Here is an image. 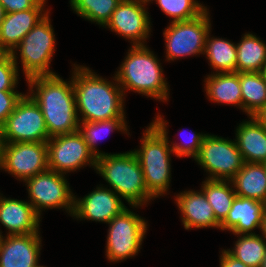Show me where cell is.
<instances>
[{
	"instance_id": "cell-1",
	"label": "cell",
	"mask_w": 266,
	"mask_h": 267,
	"mask_svg": "<svg viewBox=\"0 0 266 267\" xmlns=\"http://www.w3.org/2000/svg\"><path fill=\"white\" fill-rule=\"evenodd\" d=\"M73 65L71 75L79 121L126 118L125 95L115 75L111 82L85 65Z\"/></svg>"
},
{
	"instance_id": "cell-2",
	"label": "cell",
	"mask_w": 266,
	"mask_h": 267,
	"mask_svg": "<svg viewBox=\"0 0 266 267\" xmlns=\"http://www.w3.org/2000/svg\"><path fill=\"white\" fill-rule=\"evenodd\" d=\"M64 81L58 74L26 79L28 94L42 110L49 137L78 131L79 118L72 76ZM34 88V89H33Z\"/></svg>"
},
{
	"instance_id": "cell-3",
	"label": "cell",
	"mask_w": 266,
	"mask_h": 267,
	"mask_svg": "<svg viewBox=\"0 0 266 267\" xmlns=\"http://www.w3.org/2000/svg\"><path fill=\"white\" fill-rule=\"evenodd\" d=\"M167 120L157 114L140 139V149L132 150L141 165L148 193L155 199L169 191L171 182V154Z\"/></svg>"
},
{
	"instance_id": "cell-4",
	"label": "cell",
	"mask_w": 266,
	"mask_h": 267,
	"mask_svg": "<svg viewBox=\"0 0 266 267\" xmlns=\"http://www.w3.org/2000/svg\"><path fill=\"white\" fill-rule=\"evenodd\" d=\"M157 55L147 45L130 46L122 64L114 74L124 95L128 90L158 101L167 102L169 85Z\"/></svg>"
},
{
	"instance_id": "cell-5",
	"label": "cell",
	"mask_w": 266,
	"mask_h": 267,
	"mask_svg": "<svg viewBox=\"0 0 266 267\" xmlns=\"http://www.w3.org/2000/svg\"><path fill=\"white\" fill-rule=\"evenodd\" d=\"M95 171L131 208L142 207L154 199L148 193L141 165L133 151L97 157Z\"/></svg>"
},
{
	"instance_id": "cell-6",
	"label": "cell",
	"mask_w": 266,
	"mask_h": 267,
	"mask_svg": "<svg viewBox=\"0 0 266 267\" xmlns=\"http://www.w3.org/2000/svg\"><path fill=\"white\" fill-rule=\"evenodd\" d=\"M49 15L48 13L38 22L10 53L14 63L18 66L17 51H19L25 79L57 74L50 69L56 39Z\"/></svg>"
},
{
	"instance_id": "cell-7",
	"label": "cell",
	"mask_w": 266,
	"mask_h": 267,
	"mask_svg": "<svg viewBox=\"0 0 266 267\" xmlns=\"http://www.w3.org/2000/svg\"><path fill=\"white\" fill-rule=\"evenodd\" d=\"M147 223L128 207L116 215L107 223L106 258L116 263L138 255L149 226Z\"/></svg>"
},
{
	"instance_id": "cell-8",
	"label": "cell",
	"mask_w": 266,
	"mask_h": 267,
	"mask_svg": "<svg viewBox=\"0 0 266 267\" xmlns=\"http://www.w3.org/2000/svg\"><path fill=\"white\" fill-rule=\"evenodd\" d=\"M209 14L207 8L194 19L169 23L163 31L167 61L204 54L206 38L211 30Z\"/></svg>"
},
{
	"instance_id": "cell-9",
	"label": "cell",
	"mask_w": 266,
	"mask_h": 267,
	"mask_svg": "<svg viewBox=\"0 0 266 267\" xmlns=\"http://www.w3.org/2000/svg\"><path fill=\"white\" fill-rule=\"evenodd\" d=\"M194 160L211 180H231L245 163L235 139L207 133Z\"/></svg>"
},
{
	"instance_id": "cell-10",
	"label": "cell",
	"mask_w": 266,
	"mask_h": 267,
	"mask_svg": "<svg viewBox=\"0 0 266 267\" xmlns=\"http://www.w3.org/2000/svg\"><path fill=\"white\" fill-rule=\"evenodd\" d=\"M50 139L42 110L26 93L0 128L1 143L47 142Z\"/></svg>"
},
{
	"instance_id": "cell-11",
	"label": "cell",
	"mask_w": 266,
	"mask_h": 267,
	"mask_svg": "<svg viewBox=\"0 0 266 267\" xmlns=\"http://www.w3.org/2000/svg\"><path fill=\"white\" fill-rule=\"evenodd\" d=\"M28 192V202L41 217L45 209L64 208L70 216L74 212V199L65 174L46 170L24 181Z\"/></svg>"
},
{
	"instance_id": "cell-12",
	"label": "cell",
	"mask_w": 266,
	"mask_h": 267,
	"mask_svg": "<svg viewBox=\"0 0 266 267\" xmlns=\"http://www.w3.org/2000/svg\"><path fill=\"white\" fill-rule=\"evenodd\" d=\"M25 181L48 167V150L46 142L1 143L0 170Z\"/></svg>"
},
{
	"instance_id": "cell-13",
	"label": "cell",
	"mask_w": 266,
	"mask_h": 267,
	"mask_svg": "<svg viewBox=\"0 0 266 267\" xmlns=\"http://www.w3.org/2000/svg\"><path fill=\"white\" fill-rule=\"evenodd\" d=\"M46 143L50 170L65 175L86 165L95 170L96 157L79 131L51 137Z\"/></svg>"
},
{
	"instance_id": "cell-14",
	"label": "cell",
	"mask_w": 266,
	"mask_h": 267,
	"mask_svg": "<svg viewBox=\"0 0 266 267\" xmlns=\"http://www.w3.org/2000/svg\"><path fill=\"white\" fill-rule=\"evenodd\" d=\"M147 5L142 0H122L104 28L131 40L132 46L146 45L152 31Z\"/></svg>"
},
{
	"instance_id": "cell-15",
	"label": "cell",
	"mask_w": 266,
	"mask_h": 267,
	"mask_svg": "<svg viewBox=\"0 0 266 267\" xmlns=\"http://www.w3.org/2000/svg\"><path fill=\"white\" fill-rule=\"evenodd\" d=\"M125 208L127 207L119 195L101 184L83 198L75 195L72 217L107 224Z\"/></svg>"
},
{
	"instance_id": "cell-16",
	"label": "cell",
	"mask_w": 266,
	"mask_h": 267,
	"mask_svg": "<svg viewBox=\"0 0 266 267\" xmlns=\"http://www.w3.org/2000/svg\"><path fill=\"white\" fill-rule=\"evenodd\" d=\"M40 233L2 236L0 267H36L41 254Z\"/></svg>"
},
{
	"instance_id": "cell-17",
	"label": "cell",
	"mask_w": 266,
	"mask_h": 267,
	"mask_svg": "<svg viewBox=\"0 0 266 267\" xmlns=\"http://www.w3.org/2000/svg\"><path fill=\"white\" fill-rule=\"evenodd\" d=\"M174 201L181 212L185 230L210 227L220 229V223L202 190L182 191L175 196Z\"/></svg>"
},
{
	"instance_id": "cell-18",
	"label": "cell",
	"mask_w": 266,
	"mask_h": 267,
	"mask_svg": "<svg viewBox=\"0 0 266 267\" xmlns=\"http://www.w3.org/2000/svg\"><path fill=\"white\" fill-rule=\"evenodd\" d=\"M2 195H0V223L8 230L7 235L40 232L41 217L29 202Z\"/></svg>"
},
{
	"instance_id": "cell-19",
	"label": "cell",
	"mask_w": 266,
	"mask_h": 267,
	"mask_svg": "<svg viewBox=\"0 0 266 267\" xmlns=\"http://www.w3.org/2000/svg\"><path fill=\"white\" fill-rule=\"evenodd\" d=\"M45 9L32 8L5 13L0 25V47L11 53L34 26L50 13V10Z\"/></svg>"
},
{
	"instance_id": "cell-20",
	"label": "cell",
	"mask_w": 266,
	"mask_h": 267,
	"mask_svg": "<svg viewBox=\"0 0 266 267\" xmlns=\"http://www.w3.org/2000/svg\"><path fill=\"white\" fill-rule=\"evenodd\" d=\"M264 212L263 202L236 196L227 217L220 224V230L234 235L255 234V228L261 229Z\"/></svg>"
},
{
	"instance_id": "cell-21",
	"label": "cell",
	"mask_w": 266,
	"mask_h": 267,
	"mask_svg": "<svg viewBox=\"0 0 266 267\" xmlns=\"http://www.w3.org/2000/svg\"><path fill=\"white\" fill-rule=\"evenodd\" d=\"M239 123L235 141L246 163H266V128L255 117Z\"/></svg>"
},
{
	"instance_id": "cell-22",
	"label": "cell",
	"mask_w": 266,
	"mask_h": 267,
	"mask_svg": "<svg viewBox=\"0 0 266 267\" xmlns=\"http://www.w3.org/2000/svg\"><path fill=\"white\" fill-rule=\"evenodd\" d=\"M206 96L217 104L233 105L242 110V93L238 72L212 73L206 75Z\"/></svg>"
},
{
	"instance_id": "cell-23",
	"label": "cell",
	"mask_w": 266,
	"mask_h": 267,
	"mask_svg": "<svg viewBox=\"0 0 266 267\" xmlns=\"http://www.w3.org/2000/svg\"><path fill=\"white\" fill-rule=\"evenodd\" d=\"M237 196L266 201V165L264 163H244L231 179Z\"/></svg>"
},
{
	"instance_id": "cell-24",
	"label": "cell",
	"mask_w": 266,
	"mask_h": 267,
	"mask_svg": "<svg viewBox=\"0 0 266 267\" xmlns=\"http://www.w3.org/2000/svg\"><path fill=\"white\" fill-rule=\"evenodd\" d=\"M237 72H261L266 63V43L250 32L236 44Z\"/></svg>"
},
{
	"instance_id": "cell-25",
	"label": "cell",
	"mask_w": 266,
	"mask_h": 267,
	"mask_svg": "<svg viewBox=\"0 0 266 267\" xmlns=\"http://www.w3.org/2000/svg\"><path fill=\"white\" fill-rule=\"evenodd\" d=\"M211 30L207 35L204 54L214 73L237 72L236 43L226 38H215Z\"/></svg>"
},
{
	"instance_id": "cell-26",
	"label": "cell",
	"mask_w": 266,
	"mask_h": 267,
	"mask_svg": "<svg viewBox=\"0 0 266 267\" xmlns=\"http://www.w3.org/2000/svg\"><path fill=\"white\" fill-rule=\"evenodd\" d=\"M242 111L248 117L257 115L266 106V80L261 72L239 73Z\"/></svg>"
},
{
	"instance_id": "cell-27",
	"label": "cell",
	"mask_w": 266,
	"mask_h": 267,
	"mask_svg": "<svg viewBox=\"0 0 266 267\" xmlns=\"http://www.w3.org/2000/svg\"><path fill=\"white\" fill-rule=\"evenodd\" d=\"M201 190L212 206L216 220L221 224L227 217L237 196L231 180L205 179Z\"/></svg>"
},
{
	"instance_id": "cell-28",
	"label": "cell",
	"mask_w": 266,
	"mask_h": 267,
	"mask_svg": "<svg viewBox=\"0 0 266 267\" xmlns=\"http://www.w3.org/2000/svg\"><path fill=\"white\" fill-rule=\"evenodd\" d=\"M127 127V120L125 118H114L102 121H80L78 131L83 136L89 150L97 158L106 154L97 149L98 140H102V137L104 138L110 132L117 130L130 135Z\"/></svg>"
},
{
	"instance_id": "cell-29",
	"label": "cell",
	"mask_w": 266,
	"mask_h": 267,
	"mask_svg": "<svg viewBox=\"0 0 266 267\" xmlns=\"http://www.w3.org/2000/svg\"><path fill=\"white\" fill-rule=\"evenodd\" d=\"M231 249L226 251L249 267H261L266 254V239L259 234H236Z\"/></svg>"
},
{
	"instance_id": "cell-30",
	"label": "cell",
	"mask_w": 266,
	"mask_h": 267,
	"mask_svg": "<svg viewBox=\"0 0 266 267\" xmlns=\"http://www.w3.org/2000/svg\"><path fill=\"white\" fill-rule=\"evenodd\" d=\"M122 0H70L72 10L81 18L104 27Z\"/></svg>"
},
{
	"instance_id": "cell-31",
	"label": "cell",
	"mask_w": 266,
	"mask_h": 267,
	"mask_svg": "<svg viewBox=\"0 0 266 267\" xmlns=\"http://www.w3.org/2000/svg\"><path fill=\"white\" fill-rule=\"evenodd\" d=\"M155 1L166 16L171 17V22L187 21L201 15L207 7L198 0H150Z\"/></svg>"
},
{
	"instance_id": "cell-32",
	"label": "cell",
	"mask_w": 266,
	"mask_h": 267,
	"mask_svg": "<svg viewBox=\"0 0 266 267\" xmlns=\"http://www.w3.org/2000/svg\"><path fill=\"white\" fill-rule=\"evenodd\" d=\"M18 67L10 53L0 61V91H17L15 87L19 83Z\"/></svg>"
},
{
	"instance_id": "cell-33",
	"label": "cell",
	"mask_w": 266,
	"mask_h": 267,
	"mask_svg": "<svg viewBox=\"0 0 266 267\" xmlns=\"http://www.w3.org/2000/svg\"><path fill=\"white\" fill-rule=\"evenodd\" d=\"M182 134L184 135V133ZM205 135V133L192 132L190 133V135L187 136V141L185 140L186 142L175 143L173 141L171 143L169 142V144L173 150L174 155L178 158L192 157L193 159H195L199 153Z\"/></svg>"
},
{
	"instance_id": "cell-34",
	"label": "cell",
	"mask_w": 266,
	"mask_h": 267,
	"mask_svg": "<svg viewBox=\"0 0 266 267\" xmlns=\"http://www.w3.org/2000/svg\"><path fill=\"white\" fill-rule=\"evenodd\" d=\"M18 91H0V128L6 122L8 116L14 111L17 103L22 98Z\"/></svg>"
},
{
	"instance_id": "cell-35",
	"label": "cell",
	"mask_w": 266,
	"mask_h": 267,
	"mask_svg": "<svg viewBox=\"0 0 266 267\" xmlns=\"http://www.w3.org/2000/svg\"><path fill=\"white\" fill-rule=\"evenodd\" d=\"M47 0H0L5 13H13L32 8H45Z\"/></svg>"
},
{
	"instance_id": "cell-36",
	"label": "cell",
	"mask_w": 266,
	"mask_h": 267,
	"mask_svg": "<svg viewBox=\"0 0 266 267\" xmlns=\"http://www.w3.org/2000/svg\"><path fill=\"white\" fill-rule=\"evenodd\" d=\"M220 254V267H249L246 266L242 261L236 259L230 255L226 249H223Z\"/></svg>"
},
{
	"instance_id": "cell-37",
	"label": "cell",
	"mask_w": 266,
	"mask_h": 267,
	"mask_svg": "<svg viewBox=\"0 0 266 267\" xmlns=\"http://www.w3.org/2000/svg\"><path fill=\"white\" fill-rule=\"evenodd\" d=\"M255 117L263 124L266 128V106L257 114Z\"/></svg>"
},
{
	"instance_id": "cell-38",
	"label": "cell",
	"mask_w": 266,
	"mask_h": 267,
	"mask_svg": "<svg viewBox=\"0 0 266 267\" xmlns=\"http://www.w3.org/2000/svg\"><path fill=\"white\" fill-rule=\"evenodd\" d=\"M261 235L266 239V213L264 212L262 217V226L260 229Z\"/></svg>"
},
{
	"instance_id": "cell-39",
	"label": "cell",
	"mask_w": 266,
	"mask_h": 267,
	"mask_svg": "<svg viewBox=\"0 0 266 267\" xmlns=\"http://www.w3.org/2000/svg\"><path fill=\"white\" fill-rule=\"evenodd\" d=\"M4 15H5V12H4L3 6L0 3V25L4 19Z\"/></svg>"
},
{
	"instance_id": "cell-40",
	"label": "cell",
	"mask_w": 266,
	"mask_h": 267,
	"mask_svg": "<svg viewBox=\"0 0 266 267\" xmlns=\"http://www.w3.org/2000/svg\"><path fill=\"white\" fill-rule=\"evenodd\" d=\"M8 53L0 47V61L7 55Z\"/></svg>"
},
{
	"instance_id": "cell-41",
	"label": "cell",
	"mask_w": 266,
	"mask_h": 267,
	"mask_svg": "<svg viewBox=\"0 0 266 267\" xmlns=\"http://www.w3.org/2000/svg\"><path fill=\"white\" fill-rule=\"evenodd\" d=\"M261 74H262L263 78L266 80V63L264 64V66L261 70Z\"/></svg>"
},
{
	"instance_id": "cell-42",
	"label": "cell",
	"mask_w": 266,
	"mask_h": 267,
	"mask_svg": "<svg viewBox=\"0 0 266 267\" xmlns=\"http://www.w3.org/2000/svg\"><path fill=\"white\" fill-rule=\"evenodd\" d=\"M261 267H266V254H265V257H264V260H263V264Z\"/></svg>"
},
{
	"instance_id": "cell-43",
	"label": "cell",
	"mask_w": 266,
	"mask_h": 267,
	"mask_svg": "<svg viewBox=\"0 0 266 267\" xmlns=\"http://www.w3.org/2000/svg\"><path fill=\"white\" fill-rule=\"evenodd\" d=\"M143 2H145V3H150V0H142Z\"/></svg>"
},
{
	"instance_id": "cell-44",
	"label": "cell",
	"mask_w": 266,
	"mask_h": 267,
	"mask_svg": "<svg viewBox=\"0 0 266 267\" xmlns=\"http://www.w3.org/2000/svg\"><path fill=\"white\" fill-rule=\"evenodd\" d=\"M2 236H3V235H2V231L0 230V241H1Z\"/></svg>"
},
{
	"instance_id": "cell-45",
	"label": "cell",
	"mask_w": 266,
	"mask_h": 267,
	"mask_svg": "<svg viewBox=\"0 0 266 267\" xmlns=\"http://www.w3.org/2000/svg\"><path fill=\"white\" fill-rule=\"evenodd\" d=\"M264 209H265V213H266V201H265V203H264Z\"/></svg>"
}]
</instances>
